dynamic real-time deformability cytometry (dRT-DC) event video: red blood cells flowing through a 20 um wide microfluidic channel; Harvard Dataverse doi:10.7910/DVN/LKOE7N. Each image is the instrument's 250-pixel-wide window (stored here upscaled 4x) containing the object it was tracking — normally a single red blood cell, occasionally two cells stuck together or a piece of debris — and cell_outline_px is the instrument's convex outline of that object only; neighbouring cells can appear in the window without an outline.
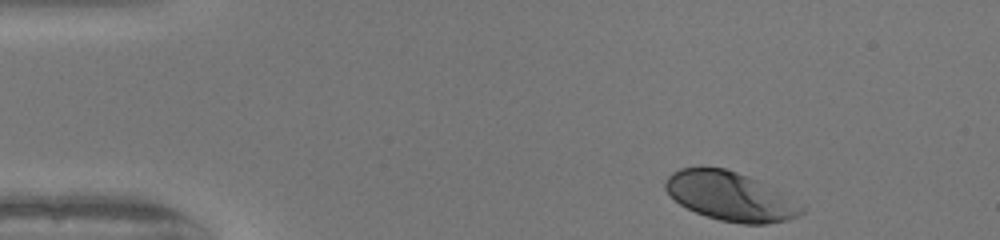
{"species": "human", "species_latin": "Homo sapiens", "temperature_condition": "warm", "stored_images_in_passage": 45, "camera_frame_rate_fps": 3000, "um_per_image_px": 0.085, "donor": {"sex": "female"}, "frame": {"image": 1, "passage_image": 1, "time_ms": 0.0, "image_size_px": [1000, 240], "cell_outline_px": [[804, 212], [800, 216], [788, 220], [764, 224], [744, 224], [720, 220], [696, 212], [680, 204], [664, 188], [664, 180], [672, 172], [680, 168], [724, 168], [748, 176], [756, 180], [804, 208]], "centroid_in_image_um": [62.01, 16.7], "position_along_channel_um": 23.0, "area_um2": 37.8}}
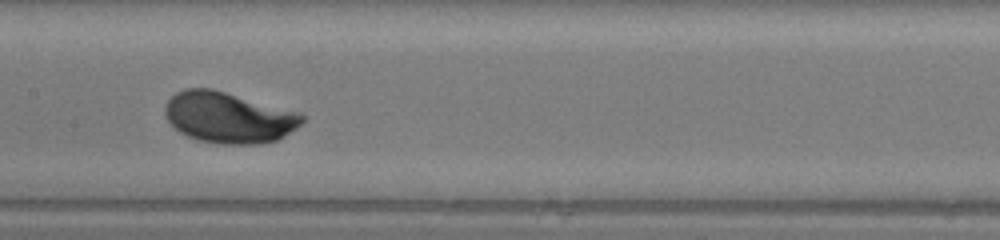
{"frame": {"image": 2, "passage_image": 20, "time_ms": 6.333, "image_size_px": [1000, 240], "cell_outline_px": [[304, 120], [296, 128], [276, 140], [260, 144], [216, 144], [196, 140], [180, 132], [164, 116], [164, 104], [176, 92], [184, 88], [212, 88], [300, 112], [304, 116]], "centroid_in_image_um": [19.41, 9.98], "position_along_channel_um": 188.0, "area_um2": 40.92}}
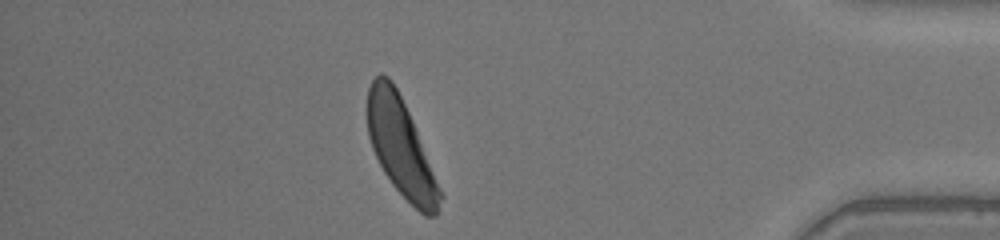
{"frame": {"image": 3, "passage_image": 39, "time_ms": 12.667, "image_size_px": [1000, 240], "cell_outline_px": [[444, 196], [436, 216], [424, 216], [392, 184], [384, 172], [372, 148], [368, 136], [368, 88], [372, 80], [380, 72], [388, 76], [392, 80], [412, 120]], "centroid_in_image_um": [34.08, 12.53], "position_along_channel_um": 401.1, "area_um2": 40.81}, "authors_computed_cell_mechanics": {"area_um2": 40.3444, "velocity_mm_per_s": 4.0224, "shape_relaxation_time_tau1_ms": 2.119, "shape_relaxation_time_tau2_ms": 3.3126, "deformation_change_tau1": 0.148, "deformation_change_tau2": 0.1075}}